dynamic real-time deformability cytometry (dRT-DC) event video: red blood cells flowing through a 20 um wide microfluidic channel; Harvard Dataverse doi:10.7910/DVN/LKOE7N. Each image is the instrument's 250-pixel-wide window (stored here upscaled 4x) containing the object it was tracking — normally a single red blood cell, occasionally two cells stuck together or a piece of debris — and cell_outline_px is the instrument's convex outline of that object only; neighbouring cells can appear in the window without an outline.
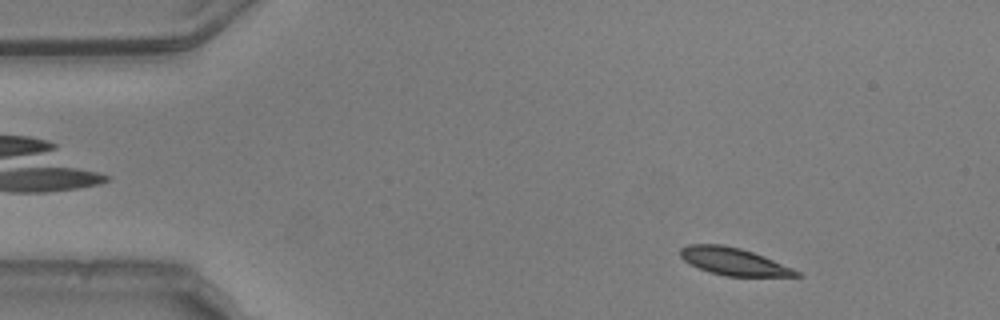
{"species": "common noctule bat (a hibernating species)", "species_latin": "Nyctalus noctula", "temperature_condition": "warm", "stored_images_in_passage": 52, "camera_frame_rate_fps": 3000, "um_per_image_px": 0.085, "animal": {"sex": "male", "body_mass_g": 20.5, "forearm_length_mm": 52.5}, "frame": {"image": 1, "passage_image": 5, "time_ms": 1.333, "image_size_px": [1000, 320], "cell_outline_px": [[804, 276], [728, 276], [712, 272], [700, 268], [684, 260], [680, 256], [680, 248], [688, 244], [720, 244], [740, 248], [764, 256], [792, 268], [800, 272]], "centroid_in_image_um": [62.37, 22.21], "position_along_channel_um": 22.6, "area_um2": 18.21}}
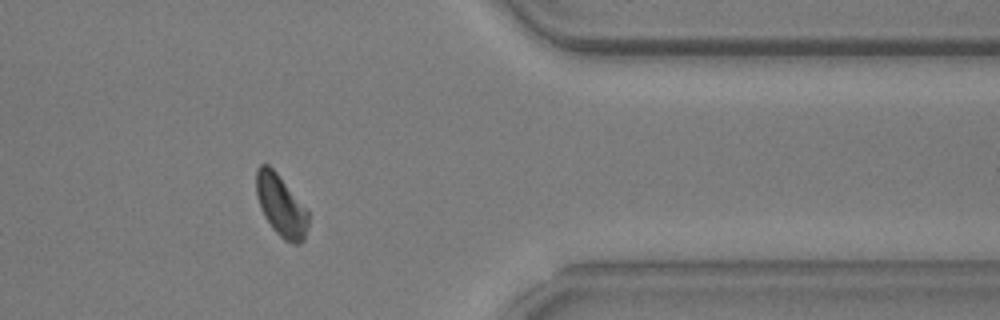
{"frame": {"image": 2, "passage_image": 42, "time_ms": 13.667, "image_size_px": [1000, 320], "cell_outline_px": [[308, 228], [304, 240], [300, 244], [292, 244], [284, 240], [272, 228], [264, 216], [256, 196], [256, 168], [260, 164], [268, 164], [276, 172], [308, 208]], "centroid_in_image_um": [23.9, 17.49], "position_along_channel_um": 387.5, "area_um2": 18.96}}
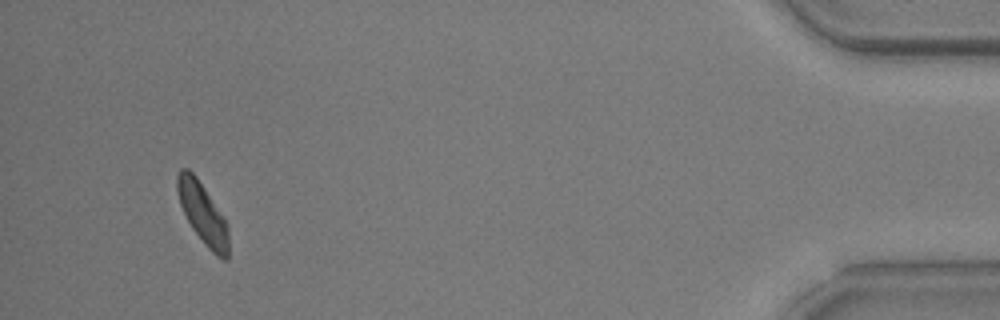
{"frame": {"image": 3, "passage_image": 49, "time_ms": 16.0, "image_size_px": [1000, 320], "cell_outline_px": [[228, 260], [224, 260], [216, 256], [208, 248], [192, 228], [180, 204], [176, 188], [176, 176], [180, 168], [188, 168], [196, 176], [224, 216], [228, 224]], "centroid_in_image_um": [17.24, 18.13], "position_along_channel_um": 418.0, "area_um2": 18.26}, "authors_computed_cell_mechanics": {"area_um2": 19.1318, "velocity_mm_per_s": 3.7208, "shape_relaxation_time_tau1_ms": 4.14, "shape_relaxation_time_tau2_ms": 2.0147, "deformation_change_tau1": 0.137, "deformation_change_tau2": 0.0817}}